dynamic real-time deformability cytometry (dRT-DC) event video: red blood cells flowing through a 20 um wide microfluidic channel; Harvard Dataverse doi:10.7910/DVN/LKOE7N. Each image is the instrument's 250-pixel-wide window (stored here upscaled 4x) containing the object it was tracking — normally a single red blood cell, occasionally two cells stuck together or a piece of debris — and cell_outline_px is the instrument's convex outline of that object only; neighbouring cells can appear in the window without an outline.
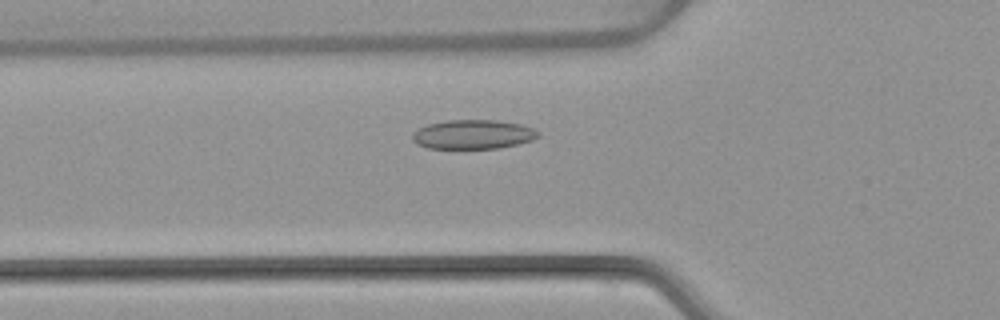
{"species": "common noctule bat (a hibernating species)", "species_latin": "Nyctalus noctula", "temperature_condition": "warm", "stored_images_in_passage": 48, "camera_frame_rate_fps": 3000, "um_per_image_px": 0.085, "animal": {"sex": "female", "body_mass_g": 22.7, "forearm_length_mm": 54.2}, "frame": {"image": 1, "passage_image": 14, "time_ms": 4.333, "image_size_px": [1000, 320], "cell_outline_px": [[540, 136], [532, 140], [500, 148], [428, 148], [416, 144], [412, 140], [412, 132], [428, 124], [448, 120], [496, 120], [520, 124], [532, 128], [540, 132]], "centroid_in_image_um": [40.2, 11.42], "position_along_channel_um": 85.6, "area_um2": 21.39}}
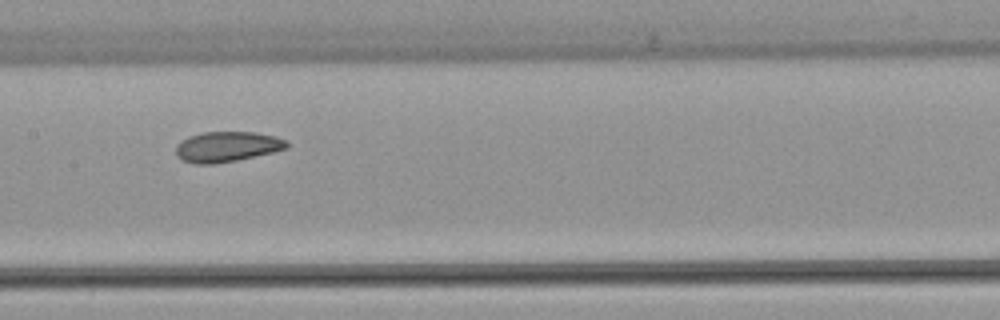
{"frame": {"image": 2, "passage_image": 22, "time_ms": 7.0, "image_size_px": [1000, 320], "cell_outline_px": [[288, 148], [272, 152], [236, 160], [216, 164], [196, 164], [180, 160], [176, 156], [176, 144], [188, 136], [204, 132], [256, 132], [276, 136], [284, 140], [288, 144]], "centroid_in_image_um": [19.25, 12.47], "position_along_channel_um": 188.1, "area_um2": 19.65}}
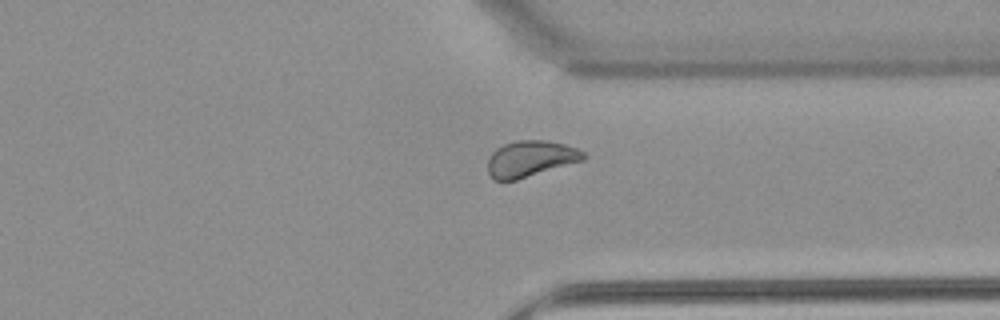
{"frame": {"image": 3, "passage_image": 36, "time_ms": 11.667, "image_size_px": [1000, 320], "cell_outline_px": [[588, 156], [584, 160], [516, 180], [496, 180], [488, 172], [488, 160], [492, 152], [496, 148], [504, 144], [516, 140], [544, 140], [564, 144], [576, 148], [584, 152]], "centroid_in_image_um": [45.11, 13.48], "position_along_channel_um": 366.3, "area_um2": 20.06}, "authors_computed_cell_mechanics": {"area_um2": 20.7791, "velocity_mm_per_s": 3.8244, "shape_relaxation_time_tau1_ms": 10.6047, "shape_relaxation_time_tau2_ms": 2.7025, "deformation_change_tau1": 0.1718, "deformation_change_tau2": 0.0648}}